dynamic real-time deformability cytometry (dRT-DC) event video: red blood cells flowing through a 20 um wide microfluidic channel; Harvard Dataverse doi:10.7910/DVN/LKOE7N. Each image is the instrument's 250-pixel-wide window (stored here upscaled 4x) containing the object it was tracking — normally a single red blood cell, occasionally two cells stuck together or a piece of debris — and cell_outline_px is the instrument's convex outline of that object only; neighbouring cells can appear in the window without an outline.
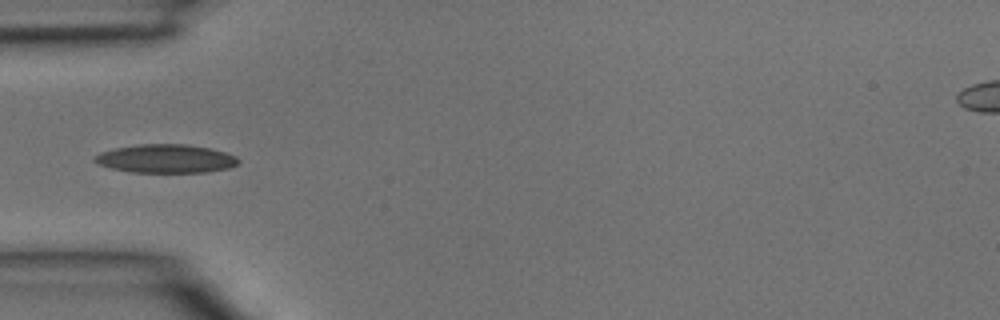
{"species": "common noctule bat (a hibernating species)", "species_latin": "Nyctalus noctula", "temperature_condition": "room temperature", "stored_images_in_passage": 3, "camera_frame_rate_fps": 3000, "um_per_image_px": 0.085, "animal": {"sex": "male", "body_mass_g": 15.6}, "frame": {"image": 1, "passage_image": 3, "time_ms": 0.667, "image_size_px": [1000, 320], "cell_outline_px": [[240, 164], [228, 168], [208, 172], [132, 172], [112, 168], [100, 164], [92, 160], [92, 156], [100, 152], [116, 148], [136, 144], [188, 144], [208, 148], [224, 152], [236, 156], [240, 160]], "centroid_in_image_um": [14.1, 13.48], "position_along_channel_um": 70.9, "area_um2": 23.93}}